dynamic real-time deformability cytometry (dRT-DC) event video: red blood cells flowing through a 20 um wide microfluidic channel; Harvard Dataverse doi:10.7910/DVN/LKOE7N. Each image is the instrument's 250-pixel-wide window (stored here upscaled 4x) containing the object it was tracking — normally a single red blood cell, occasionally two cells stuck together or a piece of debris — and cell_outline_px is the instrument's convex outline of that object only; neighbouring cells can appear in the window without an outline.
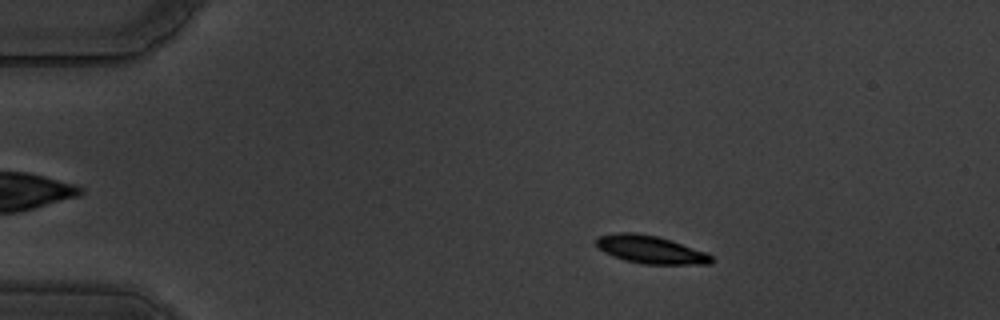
{"species": "common noctule bat (a hibernating species)", "species_latin": "Nyctalus noctula", "temperature_condition": "warm", "stored_images_in_passage": 59, "camera_frame_rate_fps": 3000, "um_per_image_px": 0.085, "animal": {"sex": "male", "body_mass_g": 19.5, "forearm_length_mm": 54.6}, "frame": {"image": 1, "passage_image": 11, "time_ms": 3.333, "image_size_px": [1000, 320], "cell_outline_px": [[712, 260], [708, 264], [644, 264], [624, 260], [612, 256], [604, 252], [596, 244], [596, 240], [600, 236], [616, 232], [636, 232], [656, 236], [704, 252], [712, 256]], "centroid_in_image_um": [55.23, 21.21], "position_along_channel_um": 29.8, "area_um2": 18.32}}
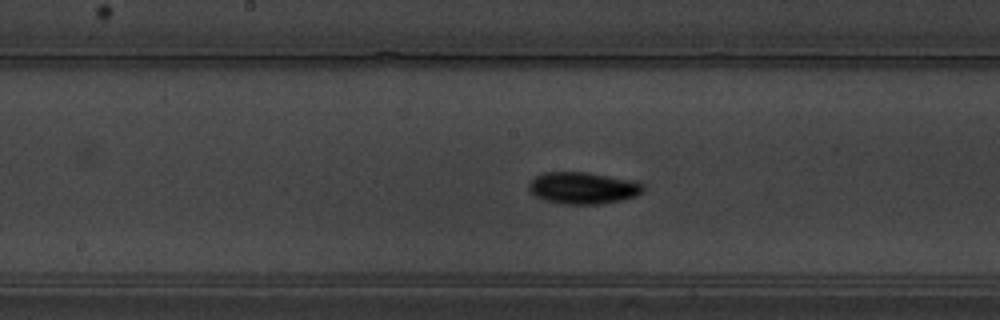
{"frame": {"image": 2, "passage_image": 31, "time_ms": 10.0, "image_size_px": [1000, 320], "cell_outline_px": [[644, 192], [636, 196], [620, 200], [596, 204], [564, 204], [544, 200], [536, 196], [528, 188], [528, 184], [536, 176], [544, 172], [588, 172], [636, 180], [644, 184]], "centroid_in_image_um": [49.6, 15.96], "position_along_channel_um": 198.6, "area_um2": 21.33}}
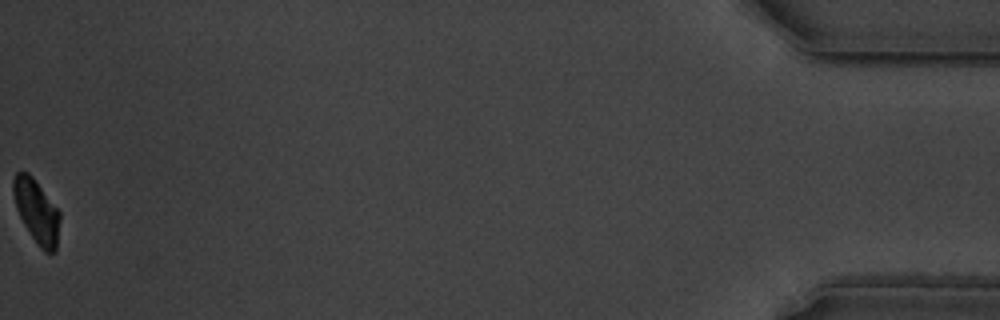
{"frame": {"image": 3, "passage_image": 59, "time_ms": 19.333, "image_size_px": [1000, 320], "cell_outline_px": [[60, 220], [56, 252], [44, 252], [40, 248], [24, 224], [16, 208], [12, 192], [12, 180], [16, 172], [28, 172], [36, 180], [60, 212]], "centroid_in_image_um": [3.11, 17.94], "position_along_channel_um": 432.1, "area_um2": 17.28}, "authors_computed_cell_mechanics": {"area_um2": 19.1896, "velocity_mm_per_s": 3.5028, "shape_relaxation_time_tau1_ms": 2.6113, "shape_relaxation_time_tau2_ms": null, "deformation_change_tau1": 0.1149, "deformation_change_tau2": null}}